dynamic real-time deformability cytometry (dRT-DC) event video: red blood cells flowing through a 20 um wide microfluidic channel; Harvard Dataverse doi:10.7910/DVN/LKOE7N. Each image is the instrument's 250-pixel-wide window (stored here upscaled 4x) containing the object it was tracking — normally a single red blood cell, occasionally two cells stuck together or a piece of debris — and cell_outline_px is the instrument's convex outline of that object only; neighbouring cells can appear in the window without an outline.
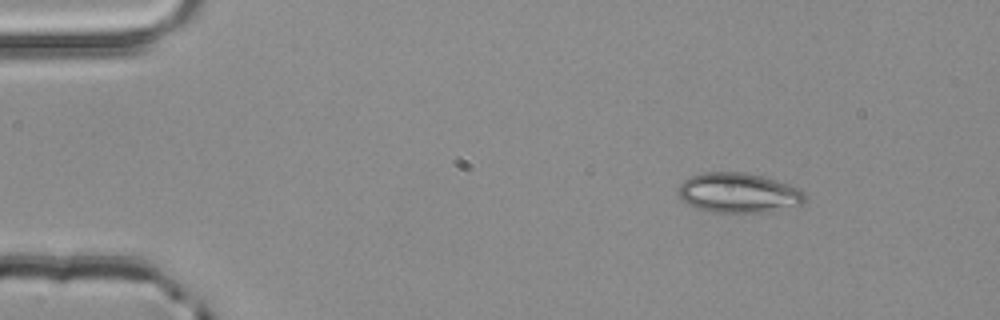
{"species": "common noctule bat (a hibernating species)", "species_latin": "Nyctalus noctula", "temperature_condition": "room temperature", "stored_images_in_passage": 3, "camera_frame_rate_fps": 3000, "um_per_image_px": 0.085, "animal": {"sex": "male", "body_mass_g": 20.4}, "frame": {"image": 1, "passage_image": 1, "time_ms": 0.0, "image_size_px": [1000, 320], "cell_outline_px": [[804, 204], [772, 212], [708, 212], [684, 204], [676, 192], [676, 188], [684, 180], [700, 172], [744, 172], [776, 180], [800, 188], [804, 192]], "centroid_in_image_um": [62.73, 16.4], "position_along_channel_um": 22.3, "area_um2": 29.88}}